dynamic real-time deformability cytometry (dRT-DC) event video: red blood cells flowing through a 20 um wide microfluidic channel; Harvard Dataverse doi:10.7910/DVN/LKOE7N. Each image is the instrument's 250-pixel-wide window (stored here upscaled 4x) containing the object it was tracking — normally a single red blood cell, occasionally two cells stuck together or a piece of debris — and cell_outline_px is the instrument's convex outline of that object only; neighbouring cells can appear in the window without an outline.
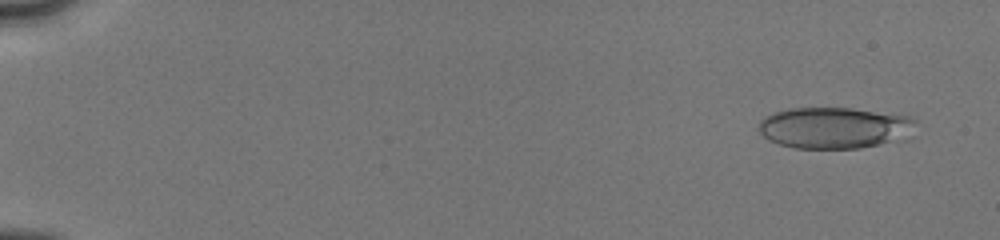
{"species": "human", "species_latin": "Homo sapiens", "temperature_condition": "cold", "stored_images_in_passage": 34, "camera_frame_rate_fps": 3000, "um_per_image_px": 0.085, "donor": {"sex": "male"}, "frame": {"image": 1, "passage_image": 2, "time_ms": 0.333, "image_size_px": [1000, 240], "cell_outline_px": [[916, 120], [912, 136], [908, 140], [860, 148], [792, 148], [768, 140], [760, 132], [760, 120], [764, 116], [772, 112], [788, 108], [852, 108], [912, 116]], "centroid_in_image_um": [71.01, 10.87], "position_along_channel_um": 14.0, "area_um2": 38.55}}
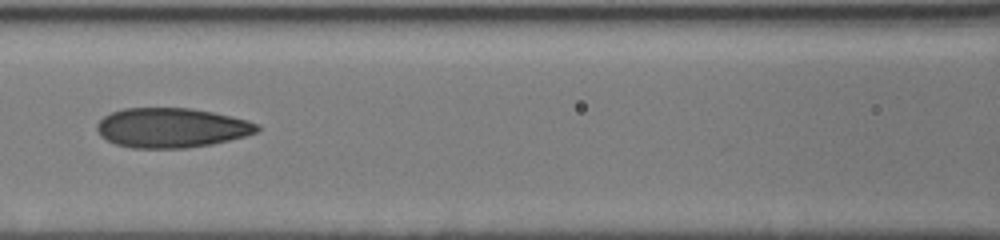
{"frame": {"image": 2, "passage_image": 31, "time_ms": 7.667, "image_size_px": [1000, 240], "cell_outline_px": [[260, 128], [256, 132], [244, 136], [212, 144], [184, 148], [132, 148], [116, 144], [100, 136], [96, 128], [96, 124], [104, 116], [112, 112], [124, 108], [192, 108], [232, 116], [248, 120], [260, 124]], "centroid_in_image_um": [14.57, 10.86], "position_along_channel_um": 152.0, "area_um2": 37.05}}
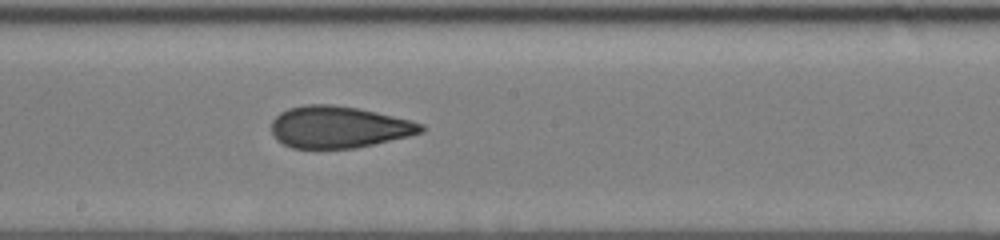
{"frame": {"image": 3, "passage_image": 34, "time_ms": 9.333, "image_size_px": [1000, 240], "cell_outline_px": [[424, 132], [408, 136], [372, 144], [352, 148], [292, 148], [276, 140], [272, 132], [272, 120], [280, 112], [288, 108], [304, 104], [332, 104], [356, 108], [376, 112], [424, 124]], "centroid_in_image_um": [28.75, 10.79], "position_along_channel_um": 219.4, "area_um2": 36.18}}